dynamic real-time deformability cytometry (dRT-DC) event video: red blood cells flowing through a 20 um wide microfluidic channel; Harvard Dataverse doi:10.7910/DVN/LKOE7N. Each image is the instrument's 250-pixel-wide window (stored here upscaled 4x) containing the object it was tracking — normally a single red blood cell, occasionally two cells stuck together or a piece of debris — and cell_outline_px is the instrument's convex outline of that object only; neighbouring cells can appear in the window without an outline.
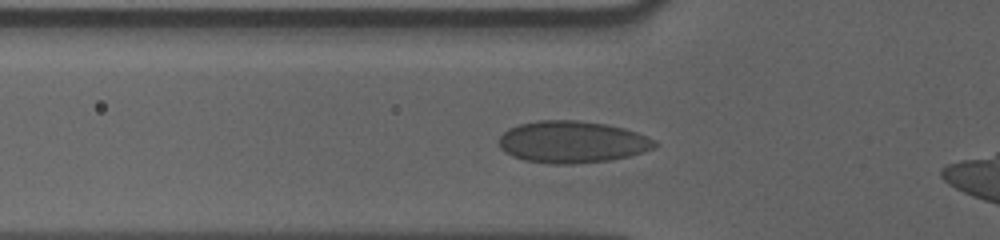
{"species": "human", "species_latin": "Homo sapiens", "temperature_condition": "cold", "stored_images_in_passage": 44, "camera_frame_rate_fps": 3000, "um_per_image_px": 0.085, "donor": {"sex": "male"}, "frame": {"image": 1, "passage_image": 8, "time_ms": 2.333, "image_size_px": [1000, 240], "cell_outline_px": [[660, 144], [656, 148], [644, 152], [628, 156], [608, 160], [572, 164], [548, 164], [524, 160], [512, 156], [504, 152], [500, 148], [500, 136], [508, 128], [520, 124], [536, 120], [576, 120], [608, 124], [624, 128], [648, 136], [656, 140]], "centroid_in_image_um": [48.66, 12.06], "position_along_channel_um": 77.1, "area_um2": 38.38}}
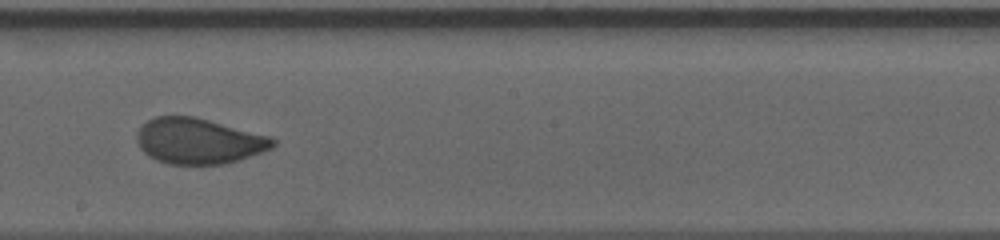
{"frame": {"image": 2, "passage_image": 21, "time_ms": 6.667, "image_size_px": [1000, 240], "cell_outline_px": [[276, 144], [272, 148], [240, 160], [224, 164], [168, 164], [156, 160], [148, 156], [140, 148], [136, 140], [136, 132], [148, 120], [156, 116], [196, 116], [272, 136], [276, 140]], "centroid_in_image_um": [16.91, 11.98], "position_along_channel_um": 231.3, "area_um2": 36.59}}
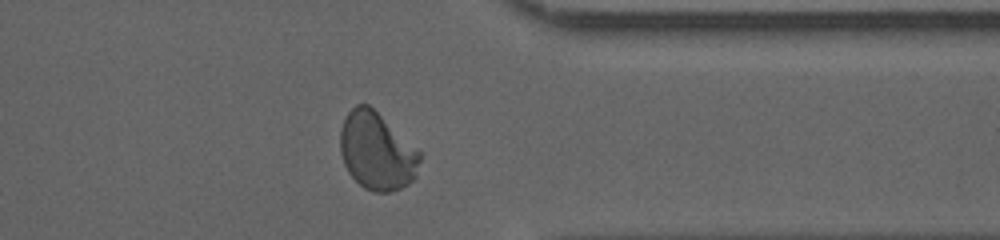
{"frame": {"image": 3, "passage_image": 34, "time_ms": 11.0, "image_size_px": [1000, 240], "cell_outline_px": [[424, 156], [416, 176], [408, 184], [392, 192], [372, 192], [364, 188], [348, 172], [344, 164], [340, 152], [340, 128], [348, 112], [356, 104], [368, 104], [416, 148]], "centroid_in_image_um": [32.04, 12.88], "position_along_channel_um": 379.4, "area_um2": 36.01}}